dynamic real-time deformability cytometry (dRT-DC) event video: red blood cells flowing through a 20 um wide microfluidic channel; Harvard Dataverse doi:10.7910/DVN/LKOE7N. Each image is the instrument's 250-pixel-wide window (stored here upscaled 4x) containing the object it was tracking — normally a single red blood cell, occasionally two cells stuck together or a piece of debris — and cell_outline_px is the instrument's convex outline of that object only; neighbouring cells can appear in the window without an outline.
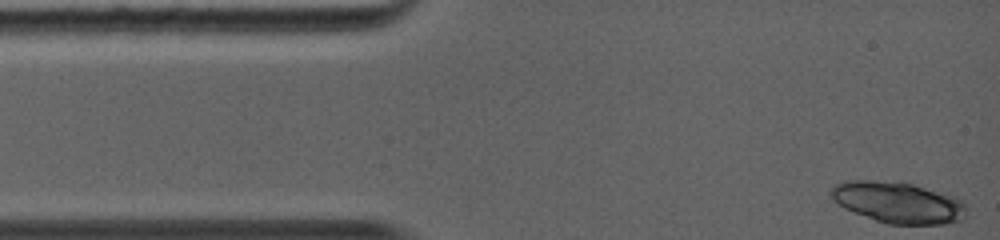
{"species": "common noctule bat (a hibernating species)", "species_latin": "Nyctalus noctula", "temperature_condition": "warm", "stored_images_in_passage": 11, "camera_frame_rate_fps": 5000, "um_per_image_px": 0.085, "animal": {"sex": "female", "body_mass_g": 19.0, "forearm_length_mm": 56.7}, "frame": {"image": 1, "passage_image": 1, "time_ms": 0.0, "image_size_px": [1000, 240], "cell_outline_px": [[964, 220], [944, 224], [888, 224], [876, 220], [844, 208], [832, 200], [828, 192], [836, 184], [852, 180], [864, 180], [912, 184], [952, 196], [960, 200], [964, 204]], "centroid_in_image_um": [76.3, 17.23], "position_along_channel_um": 8.7, "area_um2": 31.96}}